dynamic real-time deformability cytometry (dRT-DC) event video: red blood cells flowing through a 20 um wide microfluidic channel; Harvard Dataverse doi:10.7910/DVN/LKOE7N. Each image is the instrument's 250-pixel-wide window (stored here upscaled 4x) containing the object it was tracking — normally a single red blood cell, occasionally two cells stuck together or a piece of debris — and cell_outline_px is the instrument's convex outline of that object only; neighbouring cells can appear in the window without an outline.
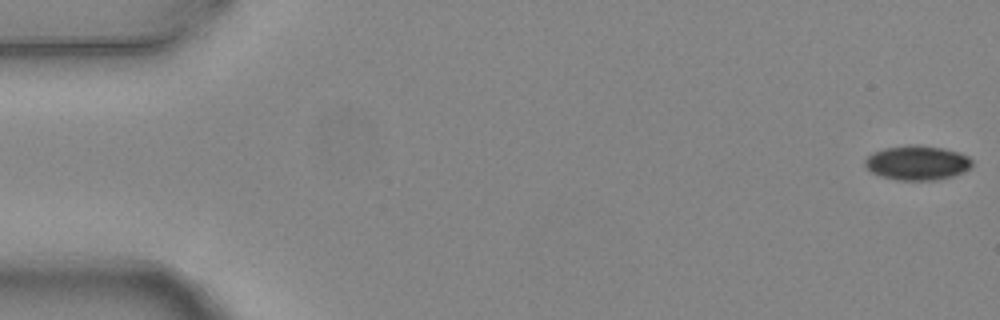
{"species": "common noctule bat (a hibernating species)", "species_latin": "Nyctalus noctula", "temperature_condition": "warm", "stored_images_in_passage": 5, "camera_frame_rate_fps": 3000, "um_per_image_px": 0.085, "animal": {"sex": "female", "body_mass_g": 24.6, "forearm_length_mm": 56.2}, "frame": {"image": 1, "passage_image": 1, "time_ms": 0.0, "image_size_px": [1000, 320], "cell_outline_px": [[972, 164], [964, 172], [952, 176], [936, 180], [896, 180], [880, 176], [872, 172], [864, 164], [864, 160], [872, 152], [884, 148], [908, 144], [916, 144], [944, 148], [960, 152], [968, 156], [972, 160]], "centroid_in_image_um": [77.96, 13.82], "position_along_channel_um": 7.0, "area_um2": 21.73}}
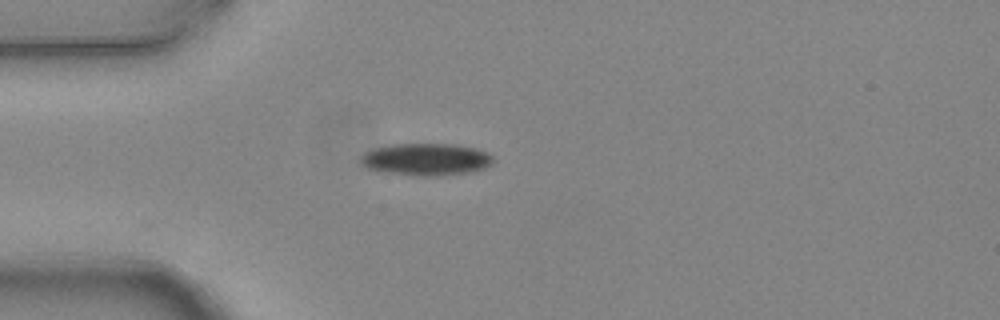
{"frame": {"image": 2, "passage_image": 4, "time_ms": 1.0, "image_size_px": [1000, 320], "cell_outline_px": [[492, 164], [484, 168], [468, 172], [436, 176], [388, 172], [368, 168], [360, 164], [360, 156], [364, 152], [372, 148], [392, 144], [456, 144], [476, 148], [488, 152], [492, 156]], "centroid_in_image_um": [36.21, 13.52], "position_along_channel_um": 48.8, "area_um2": 24.62}}